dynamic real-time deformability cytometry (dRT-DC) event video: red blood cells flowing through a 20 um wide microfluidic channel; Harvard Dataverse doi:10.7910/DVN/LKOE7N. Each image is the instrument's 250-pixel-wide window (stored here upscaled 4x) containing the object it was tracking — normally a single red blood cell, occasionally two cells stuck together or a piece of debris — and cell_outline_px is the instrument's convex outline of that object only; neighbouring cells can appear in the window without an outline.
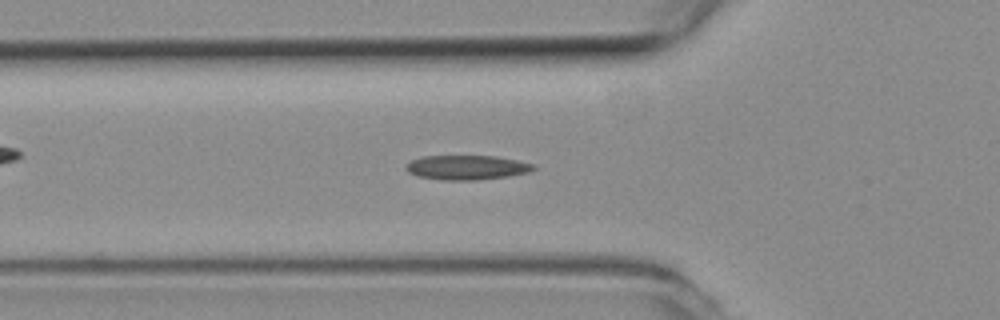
{"species": "common noctule bat (a hibernating species)", "species_latin": "Nyctalus noctula", "temperature_condition": "room temperature", "stored_images_in_passage": 54, "camera_frame_rate_fps": 3000, "um_per_image_px": 0.085, "animal": {"sex": "female", "body_mass_g": 19.3, "forearm_length_mm": 54.1}, "frame": {"image": 1, "passage_image": 17, "time_ms": 5.333, "image_size_px": [1000, 320], "cell_outline_px": [[536, 168], [528, 172], [508, 176], [476, 180], [440, 180], [416, 176], [408, 172], [404, 168], [412, 160], [424, 156], [496, 156], [536, 164]], "centroid_in_image_um": [39.67, 14.24], "position_along_channel_um": 86.1, "area_um2": 18.21}}
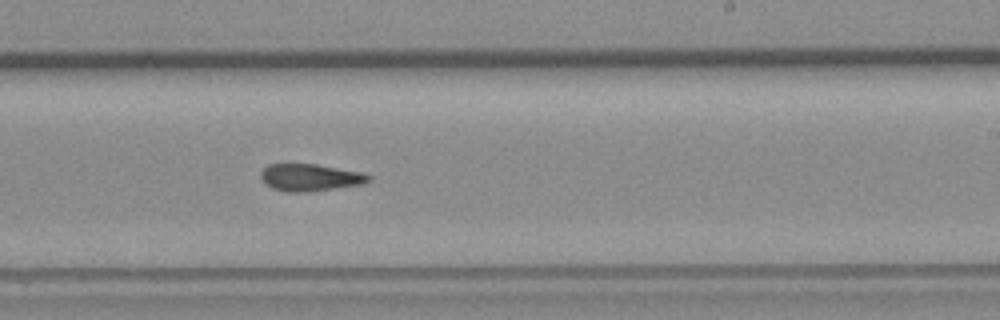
{"frame": {"image": 2, "passage_image": 31, "time_ms": 10.0, "image_size_px": [1000, 320], "cell_outline_px": [[372, 180], [364, 184], [308, 192], [288, 192], [272, 188], [260, 176], [260, 172], [268, 164], [316, 164], [364, 172], [372, 176]], "centroid_in_image_um": [26.43, 15.08], "position_along_channel_um": 262.6, "area_um2": 17.17}}
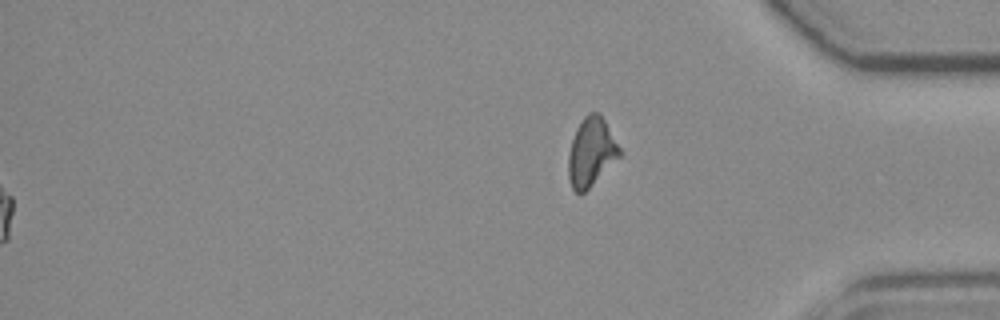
{"frame": {"image": 3, "passage_image": 54, "time_ms": 17.667, "image_size_px": [1000, 320], "cell_outline_px": [[620, 156], [580, 196], [572, 188], [568, 176], [568, 156], [572, 140], [576, 128], [584, 116], [588, 112], [600, 112], [620, 148]], "centroid_in_image_um": [50.23, 12.91], "position_along_channel_um": 385.0, "area_um2": 20.23}, "authors_computed_cell_mechanics": {"area_um2": 17.2244, "velocity_mm_per_s": 3.7748, "shape_relaxation_time_tau1_ms": null, "shape_relaxation_time_tau2_ms": 4.3146, "deformation_change_tau1": null, "deformation_change_tau2": 0.119}}